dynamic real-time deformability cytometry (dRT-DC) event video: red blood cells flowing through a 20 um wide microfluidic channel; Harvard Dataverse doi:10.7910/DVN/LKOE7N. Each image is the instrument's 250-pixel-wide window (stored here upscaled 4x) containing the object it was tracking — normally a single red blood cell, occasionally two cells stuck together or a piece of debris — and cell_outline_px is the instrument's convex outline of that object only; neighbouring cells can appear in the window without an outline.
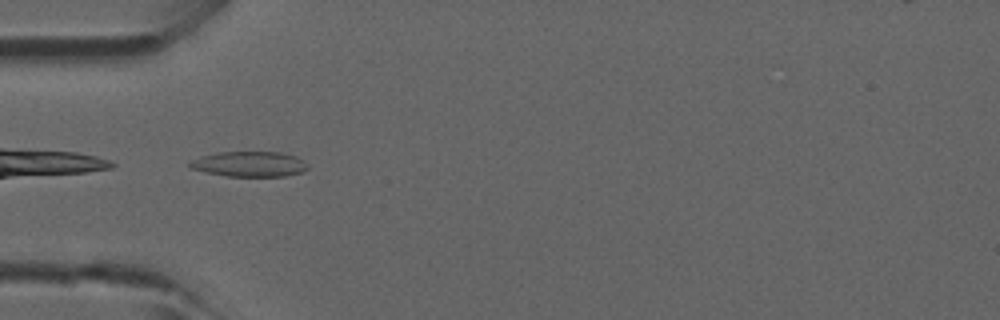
{"species": "common noctule bat (a hibernating species)", "species_latin": "Nyctalus noctula", "temperature_condition": "room temperature", "stored_images_in_passage": 27, "camera_frame_rate_fps": 3000, "um_per_image_px": 0.085, "animal": {"sex": "male", "forearm_length_mm": 52.5}, "frame": {"image": 1, "passage_image": 1, "time_ms": 0.0, "image_size_px": [1000, 320], "cell_outline_px": [[308, 168], [304, 172], [284, 176], [228, 176], [208, 172], [192, 168], [188, 164], [192, 160], [216, 152], [280, 152], [296, 156], [308, 164]], "centroid_in_image_um": [21.27, 13.94], "position_along_channel_um": 63.7, "area_um2": 17.17}}
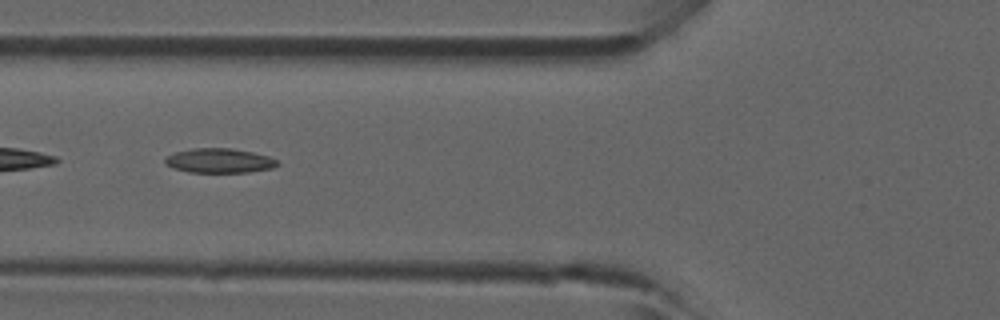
{"frame": {"image": 2, "passage_image": 4, "time_ms": 1.0, "image_size_px": [1000, 320], "cell_outline_px": [[280, 164], [272, 168], [248, 172], [188, 172], [172, 168], [164, 164], [164, 156], [176, 152], [192, 148], [232, 148], [252, 152], [268, 156], [276, 160]], "centroid_in_image_um": [18.59, 13.65], "position_along_channel_um": 107.2, "area_um2": 16.13}}